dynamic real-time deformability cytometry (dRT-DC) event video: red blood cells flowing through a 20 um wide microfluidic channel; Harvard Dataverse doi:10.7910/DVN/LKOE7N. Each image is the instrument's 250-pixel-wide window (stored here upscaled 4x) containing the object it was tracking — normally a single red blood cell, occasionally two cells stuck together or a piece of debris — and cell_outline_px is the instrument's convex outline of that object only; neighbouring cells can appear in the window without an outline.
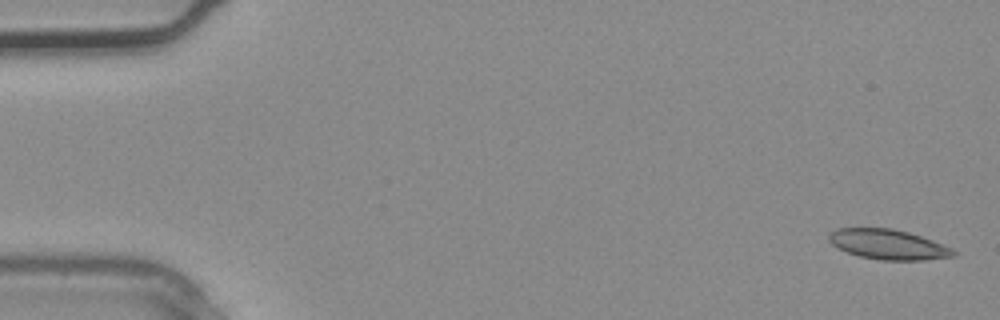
{"species": "common noctule bat (a hibernating species)", "species_latin": "Nyctalus noctula", "temperature_condition": "warm", "stored_images_in_passage": 3, "camera_frame_rate_fps": 3000, "um_per_image_px": 0.085, "animal": {"sex": "male", "body_mass_g": 20.4}, "frame": {"image": 1, "passage_image": 1, "time_ms": 0.0, "image_size_px": [1000, 320], "cell_outline_px": [[960, 252], [956, 256], [924, 260], [880, 260], [860, 256], [848, 252], [832, 244], [828, 240], [828, 236], [836, 228], [892, 228], [908, 232], [932, 240], [952, 248]], "centroid_in_image_um": [75.54, 20.78], "position_along_channel_um": 9.5, "area_um2": 21.73}}
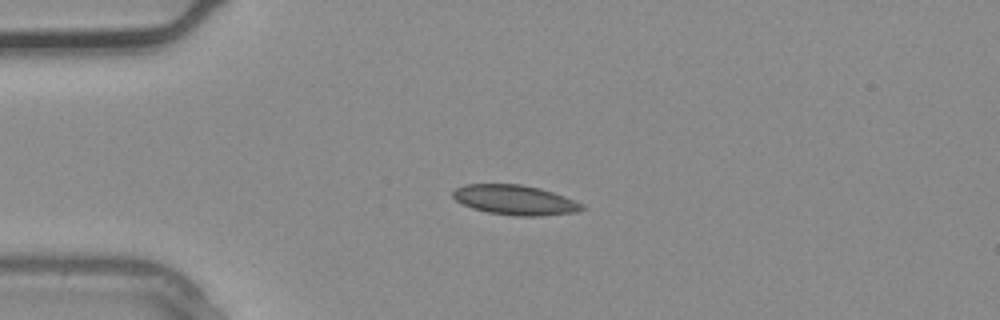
{"frame": {"image": 2, "passage_image": 3, "time_ms": 0.667, "image_size_px": [1000, 320], "cell_outline_px": [[588, 208], [576, 212], [540, 216], [516, 216], [488, 212], [472, 208], [456, 200], [452, 196], [452, 192], [456, 188], [464, 184], [520, 184], [540, 188], [564, 196], [584, 204]], "centroid_in_image_um": [43.8, 17.0], "position_along_channel_um": 41.2, "area_um2": 22.48}}